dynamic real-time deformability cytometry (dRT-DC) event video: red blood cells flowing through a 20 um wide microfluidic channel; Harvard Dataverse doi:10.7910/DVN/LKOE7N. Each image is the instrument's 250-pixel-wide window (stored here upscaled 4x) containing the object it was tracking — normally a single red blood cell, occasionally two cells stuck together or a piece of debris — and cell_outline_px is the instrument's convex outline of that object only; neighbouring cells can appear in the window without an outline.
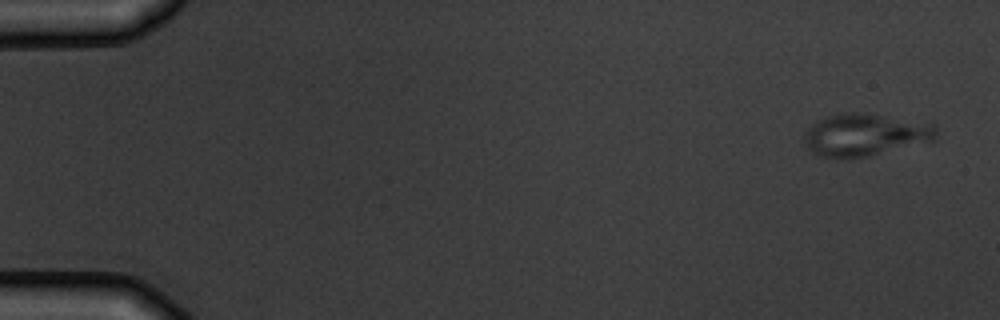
{"species": "common noctule bat (a hibernating species)", "species_latin": "Nyctalus noctula", "temperature_condition": "warm", "stored_images_in_passage": 5, "camera_frame_rate_fps": 3000, "um_per_image_px": 0.085, "animal": {"sex": "male", "body_mass_g": 19.5, "forearm_length_mm": 54.6}, "frame": {"image": 1, "passage_image": 1, "time_ms": 0.0, "image_size_px": [1000, 320], "cell_outline_px": [[936, 140], [868, 156], [844, 160], [836, 160], [820, 156], [812, 152], [808, 148], [804, 140], [804, 136], [808, 128], [812, 124], [824, 116], [844, 112], [864, 112], [936, 124]], "centroid_in_image_um": [73.5, 11.47], "position_along_channel_um": 11.5, "area_um2": 33.12}}